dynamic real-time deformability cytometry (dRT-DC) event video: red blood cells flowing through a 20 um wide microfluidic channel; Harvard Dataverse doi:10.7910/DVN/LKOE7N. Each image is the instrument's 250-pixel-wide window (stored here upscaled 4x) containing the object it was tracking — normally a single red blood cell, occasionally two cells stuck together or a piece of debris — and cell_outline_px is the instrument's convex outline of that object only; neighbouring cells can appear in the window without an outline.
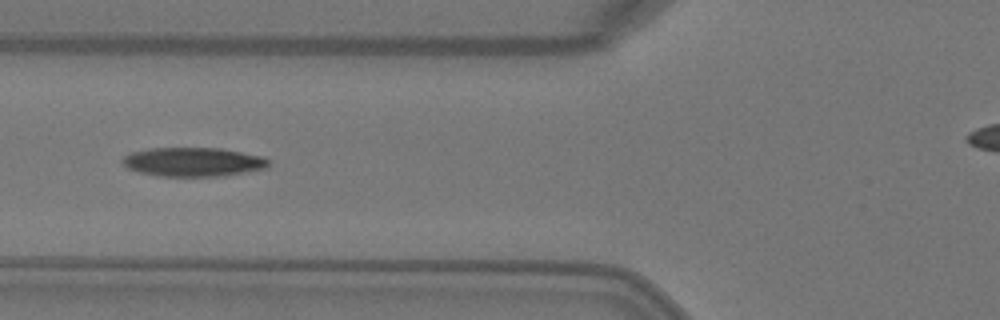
{"species": "Egyptian fruit bat (a non-hibernating species)", "species_latin": "Rousettus aegyptiacus", "temperature_condition": "warm", "stored_images_in_passage": 4, "camera_frame_rate_fps": 3000, "um_per_image_px": 0.085, "animal": {"sex": "female"}, "frame": {"image": 1, "passage_image": 4, "time_ms": 1.0, "image_size_px": [1000, 320], "cell_outline_px": [[268, 164], [264, 168], [224, 176], [160, 176], [140, 172], [128, 168], [120, 160], [124, 156], [132, 152], [148, 148], [220, 148], [264, 156], [268, 160]], "centroid_in_image_um": [16.4, 13.76], "position_along_channel_um": 109.4, "area_um2": 24.57}}